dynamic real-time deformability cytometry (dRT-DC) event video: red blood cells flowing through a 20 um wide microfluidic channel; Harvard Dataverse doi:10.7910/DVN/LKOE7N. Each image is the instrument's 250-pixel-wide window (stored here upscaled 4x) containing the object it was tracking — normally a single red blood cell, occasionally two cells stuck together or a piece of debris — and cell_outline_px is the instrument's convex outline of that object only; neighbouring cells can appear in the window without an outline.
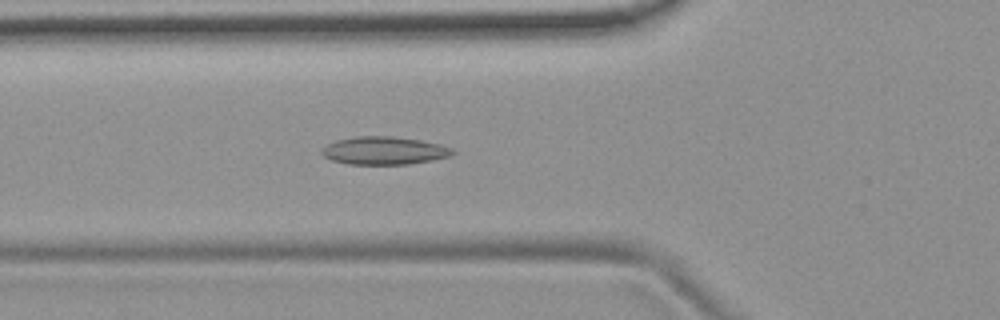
{"species": "common noctule bat (a hibernating species)", "species_latin": "Nyctalus noctula", "temperature_condition": "room temperature", "stored_images_in_passage": 53, "camera_frame_rate_fps": 3000, "um_per_image_px": 0.085, "animal": {"sex": "female", "body_mass_g": 19.9}, "frame": {"image": 1, "passage_image": 19, "time_ms": 6.0, "image_size_px": [1000, 320], "cell_outline_px": [[456, 152], [448, 156], [432, 160], [408, 164], [348, 164], [332, 160], [324, 156], [320, 152], [328, 144], [336, 140], [356, 136], [392, 136], [420, 140], [440, 144], [452, 148]], "centroid_in_image_um": [32.65, 12.8], "position_along_channel_um": 93.1, "area_um2": 21.15}}
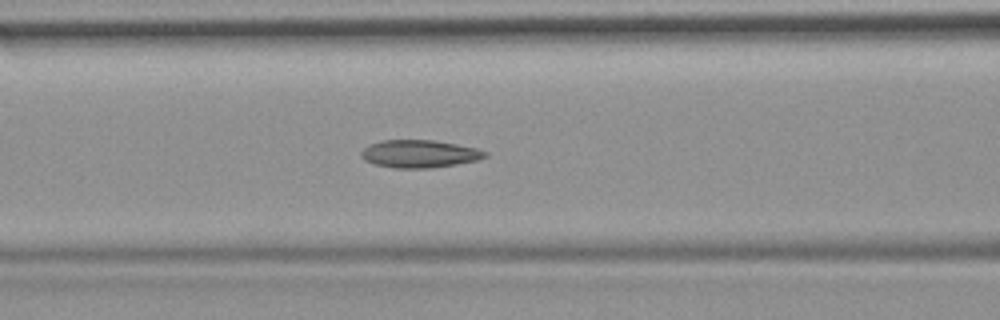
{"frame": {"image": 2, "passage_image": 22, "time_ms": 7.0, "image_size_px": [1000, 320], "cell_outline_px": [[488, 156], [476, 160], [456, 164], [432, 168], [392, 168], [376, 164], [364, 160], [360, 156], [360, 152], [368, 144], [380, 140], [432, 140], [456, 144], [476, 148], [488, 152]], "centroid_in_image_um": [35.62, 13.07], "position_along_channel_um": 131.0, "area_um2": 20.06}}
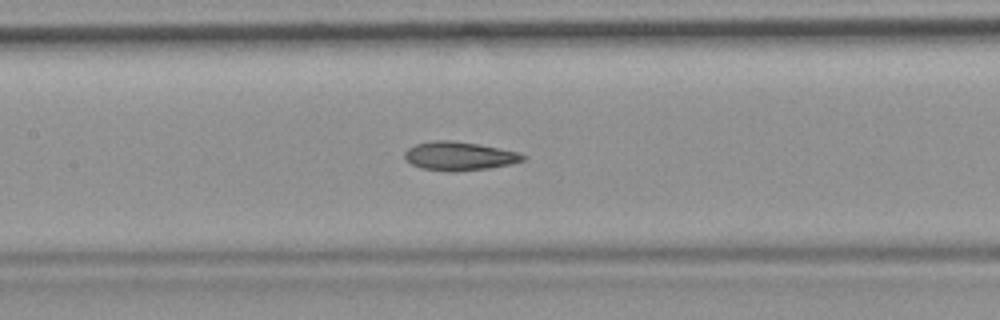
{"frame": {"image": 3, "passage_image": 25, "time_ms": 8.0, "image_size_px": [1000, 320], "cell_outline_px": [[528, 156], [524, 160], [512, 164], [488, 168], [456, 172], [448, 172], [420, 168], [404, 160], [404, 152], [408, 148], [416, 144], [436, 140], [448, 140], [480, 144], [520, 152]], "centroid_in_image_um": [39.05, 13.27], "position_along_channel_um": 168.3, "area_um2": 20.06}, "authors_computed_cell_mechanics": {"area_um2": 20.0566, "velocity_mm_per_s": 3.7414, "shape_relaxation_time_tau1_ms": null, "shape_relaxation_time_tau2_ms": 3.99, "deformation_change_tau1": null, "deformation_change_tau2": 0.1016}}